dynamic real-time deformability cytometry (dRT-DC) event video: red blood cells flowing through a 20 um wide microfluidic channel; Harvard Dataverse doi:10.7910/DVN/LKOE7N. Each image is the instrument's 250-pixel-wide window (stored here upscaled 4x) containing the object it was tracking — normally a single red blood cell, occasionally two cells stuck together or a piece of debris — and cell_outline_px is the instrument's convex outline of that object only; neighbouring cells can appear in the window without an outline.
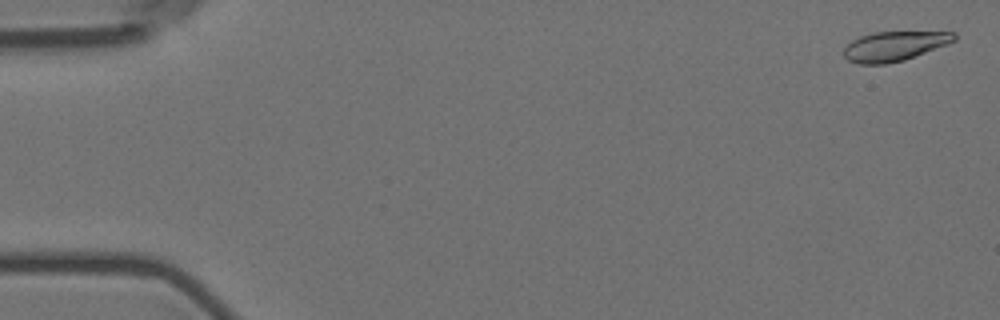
{"species": "Egyptian fruit bat (a non-hibernating species)", "species_latin": "Rousettus aegyptiacus", "temperature_condition": "room temperature", "stored_images_in_passage": 13, "camera_frame_rate_fps": 3000, "um_per_image_px": 0.085, "animal": {"sex": "female"}, "frame": {"image": 1, "passage_image": 1, "time_ms": 0.0, "image_size_px": [1000, 320], "cell_outline_px": [[956, 40], [948, 44], [904, 60], [884, 64], [860, 64], [848, 60], [844, 56], [844, 48], [852, 40], [860, 36], [872, 32], [956, 32]], "centroid_in_image_um": [76.02, 3.92], "position_along_channel_um": 9.0, "area_um2": 18.96}}
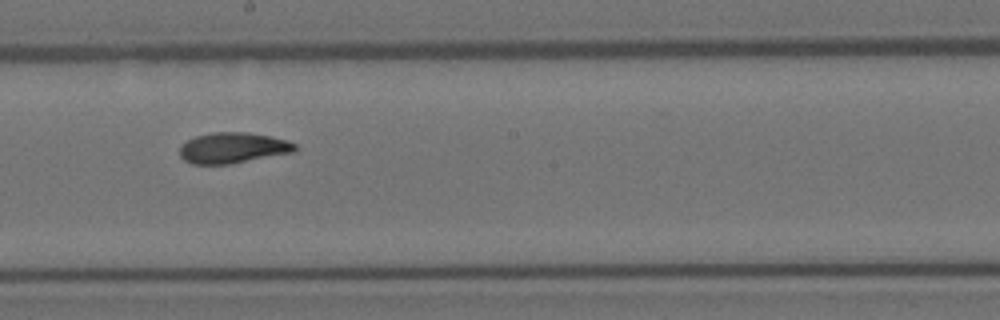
{"frame": {"image": 2, "passage_image": 9, "time_ms": 2.667, "image_size_px": [1000, 320], "cell_outline_px": [[296, 152], [232, 164], [192, 164], [184, 160], [180, 156], [180, 144], [196, 136], [212, 132], [248, 132], [272, 136], [288, 140], [296, 144]], "centroid_in_image_um": [19.82, 12.57], "position_along_channel_um": 228.4, "area_um2": 20.98}}
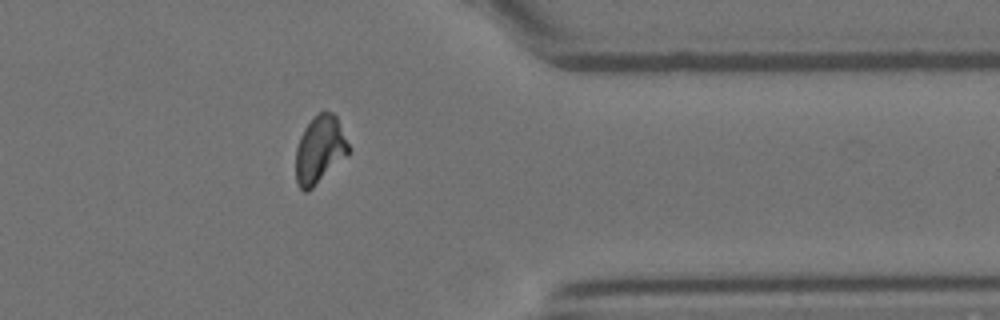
{"frame": {"image": 3, "passage_image": 13, "time_ms": 4.0, "image_size_px": [1000, 320], "cell_outline_px": [[352, 148], [308, 192], [304, 192], [296, 184], [296, 148], [300, 136], [304, 128], [320, 112], [332, 112], [336, 116]], "centroid_in_image_um": [27.16, 12.72], "position_along_channel_um": 384.2, "area_um2": 20.4}}